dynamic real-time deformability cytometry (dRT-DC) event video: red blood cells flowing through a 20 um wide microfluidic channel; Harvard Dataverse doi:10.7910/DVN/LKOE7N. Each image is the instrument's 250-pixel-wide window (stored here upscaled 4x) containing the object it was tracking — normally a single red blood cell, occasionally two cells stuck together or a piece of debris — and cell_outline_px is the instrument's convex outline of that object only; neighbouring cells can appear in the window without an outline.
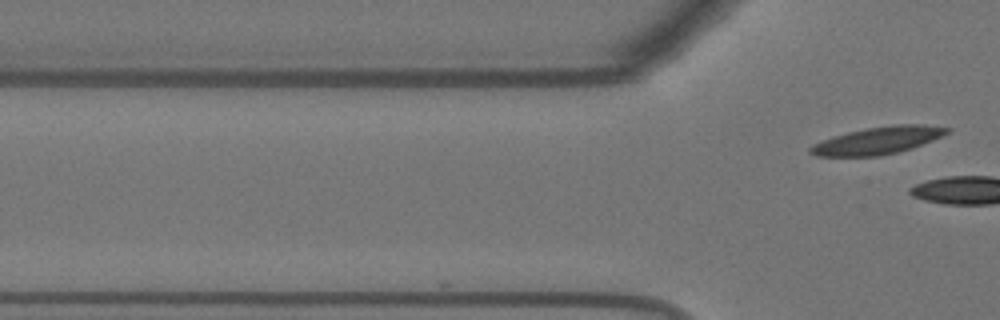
{"species": "Egyptian fruit bat (a non-hibernating species)", "species_latin": "Rousettus aegyptiacus", "temperature_condition": "warm", "stored_images_in_passage": 13, "camera_frame_rate_fps": 3000, "um_per_image_px": 0.085, "animal": {"sex": "female"}, "frame": {"image": 1, "passage_image": 13, "time_ms": 4.0, "image_size_px": [1000, 320], "cell_outline_px": [[952, 128], [948, 132], [932, 140], [912, 148], [900, 152], [880, 156], [816, 156], [808, 152], [808, 148], [812, 144], [820, 140], [832, 136], [848, 132], [868, 128], [892, 124], [924, 124]], "centroid_in_image_um": [74.58, 11.94], "position_along_channel_um": 51.2, "area_um2": 21.91}}